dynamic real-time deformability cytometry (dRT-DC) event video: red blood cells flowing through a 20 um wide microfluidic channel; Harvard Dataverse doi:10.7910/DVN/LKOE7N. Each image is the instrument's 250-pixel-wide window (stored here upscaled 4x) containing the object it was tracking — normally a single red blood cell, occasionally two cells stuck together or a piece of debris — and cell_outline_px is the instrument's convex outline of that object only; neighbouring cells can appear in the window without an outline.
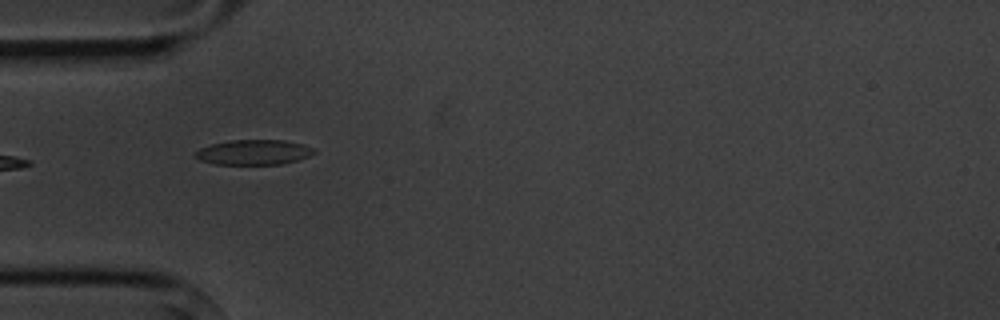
{"species": "common noctule bat (a hibernating species)", "species_latin": "Nyctalus noctula", "temperature_condition": "cold", "stored_images_in_passage": 10, "camera_frame_rate_fps": 3000, "um_per_image_px": 0.085, "animal": {"sex": "male", "body_mass_g": 20.1, "forearm_length_mm": 53.5}, "frame": {"image": 1, "passage_image": 4, "time_ms": 3.333, "image_size_px": [1000, 320], "cell_outline_px": [[316, 152], [308, 156], [296, 160], [280, 164], [216, 164], [200, 160], [192, 156], [192, 152], [200, 148], [212, 144], [228, 140], [284, 140], [304, 144], [316, 148]], "centroid_in_image_um": [21.54, 12.93], "position_along_channel_um": 63.5, "area_um2": 17.46}}
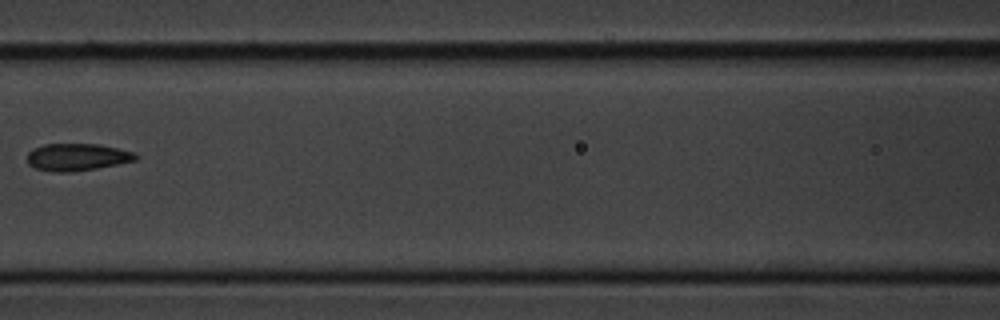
{"frame": {"image": 2, "passage_image": 6, "time_ms": 6.0, "image_size_px": [1000, 320], "cell_outline_px": [[140, 156], [136, 160], [96, 168], [72, 172], [56, 172], [36, 168], [28, 164], [28, 152], [32, 148], [44, 144], [96, 144], [116, 148], [132, 152]], "centroid_in_image_um": [6.53, 13.35], "position_along_channel_um": 160.1, "area_um2": 17.05}}
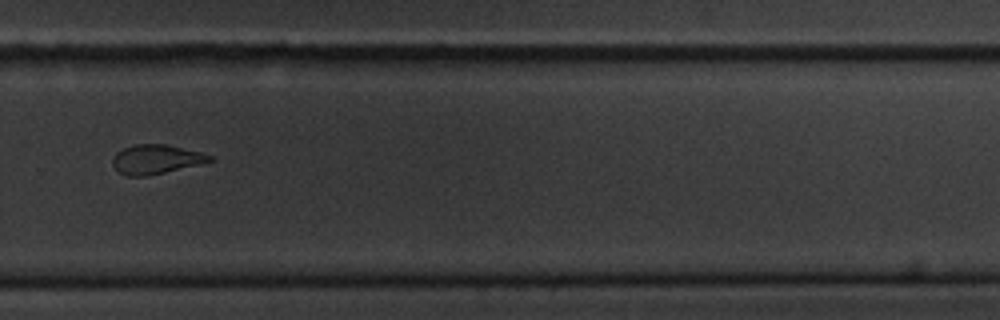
{"frame": {"image": 3, "passage_image": 10, "time_ms": 10.333, "image_size_px": [1000, 320], "cell_outline_px": [[212, 160], [148, 176], [128, 176], [120, 172], [112, 164], [112, 160], [116, 152], [124, 148], [136, 144], [164, 144], [200, 152], [212, 156]], "centroid_in_image_um": [13.2, 13.53], "position_along_channel_um": 316.6, "area_um2": 16.07}}